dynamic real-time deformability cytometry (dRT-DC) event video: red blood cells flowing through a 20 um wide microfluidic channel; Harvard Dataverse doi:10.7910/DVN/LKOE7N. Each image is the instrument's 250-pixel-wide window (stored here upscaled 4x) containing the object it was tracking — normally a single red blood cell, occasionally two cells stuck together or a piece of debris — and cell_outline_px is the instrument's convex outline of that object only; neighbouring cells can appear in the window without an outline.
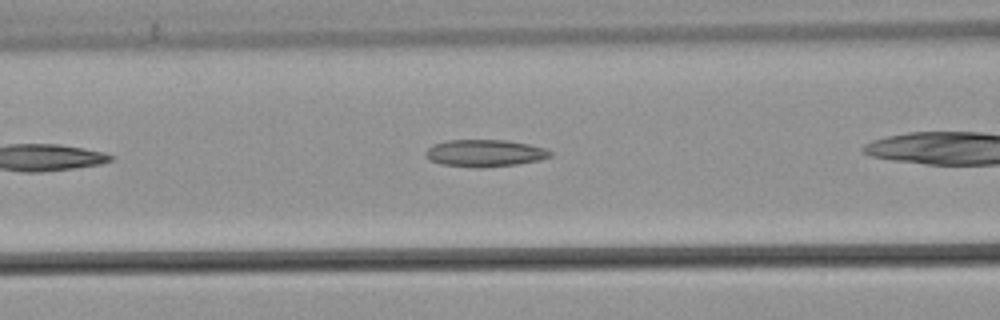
{"species": "common noctule bat (a hibernating species)", "species_latin": "Nyctalus noctula", "temperature_condition": "warm", "stored_images_in_passage": 15, "camera_frame_rate_fps": 3000, "um_per_image_px": 0.085, "animal": {"sex": "male", "body_mass_g": 21.5, "forearm_length_mm": 52.0}, "frame": {"image": 1, "passage_image": 7, "time_ms": 2.0, "image_size_px": [1000, 320], "cell_outline_px": [[552, 156], [540, 160], [516, 164], [480, 168], [472, 168], [440, 164], [428, 160], [424, 156], [424, 152], [432, 144], [444, 140], [504, 140], [528, 144], [544, 148], [552, 152]], "centroid_in_image_um": [41.13, 13.02], "position_along_channel_um": 125.5, "area_um2": 19.94}}